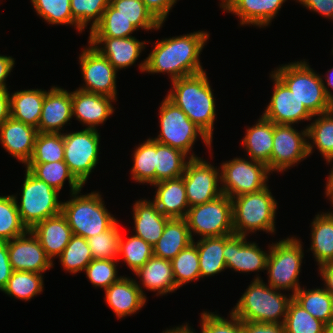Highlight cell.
<instances>
[{
    "label": "cell",
    "instance_id": "obj_1",
    "mask_svg": "<svg viewBox=\"0 0 333 333\" xmlns=\"http://www.w3.org/2000/svg\"><path fill=\"white\" fill-rule=\"evenodd\" d=\"M210 34L194 31L189 34L163 38L154 43V48L138 65L141 72L165 73L171 81L205 71L200 55Z\"/></svg>",
    "mask_w": 333,
    "mask_h": 333
},
{
    "label": "cell",
    "instance_id": "obj_2",
    "mask_svg": "<svg viewBox=\"0 0 333 333\" xmlns=\"http://www.w3.org/2000/svg\"><path fill=\"white\" fill-rule=\"evenodd\" d=\"M167 98L213 142L216 102L207 71L171 81Z\"/></svg>",
    "mask_w": 333,
    "mask_h": 333
},
{
    "label": "cell",
    "instance_id": "obj_3",
    "mask_svg": "<svg viewBox=\"0 0 333 333\" xmlns=\"http://www.w3.org/2000/svg\"><path fill=\"white\" fill-rule=\"evenodd\" d=\"M292 299V294H283L263 280H253L231 313L241 321L284 324Z\"/></svg>",
    "mask_w": 333,
    "mask_h": 333
},
{
    "label": "cell",
    "instance_id": "obj_4",
    "mask_svg": "<svg viewBox=\"0 0 333 333\" xmlns=\"http://www.w3.org/2000/svg\"><path fill=\"white\" fill-rule=\"evenodd\" d=\"M81 190L71 193V198L62 202L61 213L73 235L88 239L107 231L118 220L108 212L100 192L82 194Z\"/></svg>",
    "mask_w": 333,
    "mask_h": 333
},
{
    "label": "cell",
    "instance_id": "obj_5",
    "mask_svg": "<svg viewBox=\"0 0 333 333\" xmlns=\"http://www.w3.org/2000/svg\"><path fill=\"white\" fill-rule=\"evenodd\" d=\"M233 229L235 235L249 236L258 231L276 232L277 200L269 186L255 192L231 198Z\"/></svg>",
    "mask_w": 333,
    "mask_h": 333
},
{
    "label": "cell",
    "instance_id": "obj_6",
    "mask_svg": "<svg viewBox=\"0 0 333 333\" xmlns=\"http://www.w3.org/2000/svg\"><path fill=\"white\" fill-rule=\"evenodd\" d=\"M271 72L294 93L313 116L333 110V104L325 95L321 75L310 67L306 59L279 65Z\"/></svg>",
    "mask_w": 333,
    "mask_h": 333
},
{
    "label": "cell",
    "instance_id": "obj_7",
    "mask_svg": "<svg viewBox=\"0 0 333 333\" xmlns=\"http://www.w3.org/2000/svg\"><path fill=\"white\" fill-rule=\"evenodd\" d=\"M158 115L160 131L157 137H151L156 142L179 149L190 158H198L192 149L200 137L207 149L212 150L213 142L166 96L159 106Z\"/></svg>",
    "mask_w": 333,
    "mask_h": 333
},
{
    "label": "cell",
    "instance_id": "obj_8",
    "mask_svg": "<svg viewBox=\"0 0 333 333\" xmlns=\"http://www.w3.org/2000/svg\"><path fill=\"white\" fill-rule=\"evenodd\" d=\"M302 243L295 236L272 242L266 266L269 286L283 292L290 290L292 296L298 291L301 287L299 275L305 254Z\"/></svg>",
    "mask_w": 333,
    "mask_h": 333
},
{
    "label": "cell",
    "instance_id": "obj_9",
    "mask_svg": "<svg viewBox=\"0 0 333 333\" xmlns=\"http://www.w3.org/2000/svg\"><path fill=\"white\" fill-rule=\"evenodd\" d=\"M21 197L13 194L22 223L31 230L37 223L61 213L59 193L44 181L25 170ZM59 196V197H58Z\"/></svg>",
    "mask_w": 333,
    "mask_h": 333
},
{
    "label": "cell",
    "instance_id": "obj_10",
    "mask_svg": "<svg viewBox=\"0 0 333 333\" xmlns=\"http://www.w3.org/2000/svg\"><path fill=\"white\" fill-rule=\"evenodd\" d=\"M185 219L193 240L195 235L202 239L234 234L232 200L225 194L189 207Z\"/></svg>",
    "mask_w": 333,
    "mask_h": 333
},
{
    "label": "cell",
    "instance_id": "obj_11",
    "mask_svg": "<svg viewBox=\"0 0 333 333\" xmlns=\"http://www.w3.org/2000/svg\"><path fill=\"white\" fill-rule=\"evenodd\" d=\"M220 169L221 190L230 199L266 188L272 174L266 164L240 156L223 162Z\"/></svg>",
    "mask_w": 333,
    "mask_h": 333
},
{
    "label": "cell",
    "instance_id": "obj_12",
    "mask_svg": "<svg viewBox=\"0 0 333 333\" xmlns=\"http://www.w3.org/2000/svg\"><path fill=\"white\" fill-rule=\"evenodd\" d=\"M94 129L63 132L64 162L70 172L84 186L99 163L100 132Z\"/></svg>",
    "mask_w": 333,
    "mask_h": 333
},
{
    "label": "cell",
    "instance_id": "obj_13",
    "mask_svg": "<svg viewBox=\"0 0 333 333\" xmlns=\"http://www.w3.org/2000/svg\"><path fill=\"white\" fill-rule=\"evenodd\" d=\"M303 128L298 131L293 124H274L273 149L267 164L271 173L287 171L309 157L308 130Z\"/></svg>",
    "mask_w": 333,
    "mask_h": 333
},
{
    "label": "cell",
    "instance_id": "obj_14",
    "mask_svg": "<svg viewBox=\"0 0 333 333\" xmlns=\"http://www.w3.org/2000/svg\"><path fill=\"white\" fill-rule=\"evenodd\" d=\"M79 55V64L83 85L77 89L101 94L117 100V70L97 49L89 42Z\"/></svg>",
    "mask_w": 333,
    "mask_h": 333
},
{
    "label": "cell",
    "instance_id": "obj_15",
    "mask_svg": "<svg viewBox=\"0 0 333 333\" xmlns=\"http://www.w3.org/2000/svg\"><path fill=\"white\" fill-rule=\"evenodd\" d=\"M184 181L189 207L207 203L222 195L220 167L205 159L191 158L181 176Z\"/></svg>",
    "mask_w": 333,
    "mask_h": 333
},
{
    "label": "cell",
    "instance_id": "obj_16",
    "mask_svg": "<svg viewBox=\"0 0 333 333\" xmlns=\"http://www.w3.org/2000/svg\"><path fill=\"white\" fill-rule=\"evenodd\" d=\"M273 82V93L262 116L274 124H299L311 121L313 115L293 92L273 73H269Z\"/></svg>",
    "mask_w": 333,
    "mask_h": 333
},
{
    "label": "cell",
    "instance_id": "obj_17",
    "mask_svg": "<svg viewBox=\"0 0 333 333\" xmlns=\"http://www.w3.org/2000/svg\"><path fill=\"white\" fill-rule=\"evenodd\" d=\"M247 236L233 235L224 246L223 256L226 268L238 273L255 272L253 280H263L258 272L265 271L267 266L268 251H264L258 243L247 241Z\"/></svg>",
    "mask_w": 333,
    "mask_h": 333
},
{
    "label": "cell",
    "instance_id": "obj_18",
    "mask_svg": "<svg viewBox=\"0 0 333 333\" xmlns=\"http://www.w3.org/2000/svg\"><path fill=\"white\" fill-rule=\"evenodd\" d=\"M7 248L13 271L43 274L54 266V262L46 255L40 241L31 230L7 241Z\"/></svg>",
    "mask_w": 333,
    "mask_h": 333
},
{
    "label": "cell",
    "instance_id": "obj_19",
    "mask_svg": "<svg viewBox=\"0 0 333 333\" xmlns=\"http://www.w3.org/2000/svg\"><path fill=\"white\" fill-rule=\"evenodd\" d=\"M71 100L73 117L85 125V129L94 130L114 114L112 104L117 102L115 98L79 89L71 91Z\"/></svg>",
    "mask_w": 333,
    "mask_h": 333
},
{
    "label": "cell",
    "instance_id": "obj_20",
    "mask_svg": "<svg viewBox=\"0 0 333 333\" xmlns=\"http://www.w3.org/2000/svg\"><path fill=\"white\" fill-rule=\"evenodd\" d=\"M72 118L71 91L59 86H51L44 97L38 132L63 133L61 131H65L64 126L70 125Z\"/></svg>",
    "mask_w": 333,
    "mask_h": 333
},
{
    "label": "cell",
    "instance_id": "obj_21",
    "mask_svg": "<svg viewBox=\"0 0 333 333\" xmlns=\"http://www.w3.org/2000/svg\"><path fill=\"white\" fill-rule=\"evenodd\" d=\"M287 0H226L221 6L226 13L234 14L240 26L265 28L278 15Z\"/></svg>",
    "mask_w": 333,
    "mask_h": 333
},
{
    "label": "cell",
    "instance_id": "obj_22",
    "mask_svg": "<svg viewBox=\"0 0 333 333\" xmlns=\"http://www.w3.org/2000/svg\"><path fill=\"white\" fill-rule=\"evenodd\" d=\"M88 42L97 49L117 70L126 69L134 65L145 50L148 41H140L135 36L88 37Z\"/></svg>",
    "mask_w": 333,
    "mask_h": 333
},
{
    "label": "cell",
    "instance_id": "obj_23",
    "mask_svg": "<svg viewBox=\"0 0 333 333\" xmlns=\"http://www.w3.org/2000/svg\"><path fill=\"white\" fill-rule=\"evenodd\" d=\"M37 134V128L10 117L0 126V144L14 159L26 165L32 157Z\"/></svg>",
    "mask_w": 333,
    "mask_h": 333
},
{
    "label": "cell",
    "instance_id": "obj_24",
    "mask_svg": "<svg viewBox=\"0 0 333 333\" xmlns=\"http://www.w3.org/2000/svg\"><path fill=\"white\" fill-rule=\"evenodd\" d=\"M105 291V303L112 309L118 319L136 314L146 305L147 298L129 276H122Z\"/></svg>",
    "mask_w": 333,
    "mask_h": 333
},
{
    "label": "cell",
    "instance_id": "obj_25",
    "mask_svg": "<svg viewBox=\"0 0 333 333\" xmlns=\"http://www.w3.org/2000/svg\"><path fill=\"white\" fill-rule=\"evenodd\" d=\"M134 275L140 279L139 282L136 280V284L145 297L146 294L142 288H146L148 291L157 292V297L158 295L165 296L168 293H173L179 289L174 280L171 261L155 255L134 272ZM139 283H141L143 287Z\"/></svg>",
    "mask_w": 333,
    "mask_h": 333
},
{
    "label": "cell",
    "instance_id": "obj_26",
    "mask_svg": "<svg viewBox=\"0 0 333 333\" xmlns=\"http://www.w3.org/2000/svg\"><path fill=\"white\" fill-rule=\"evenodd\" d=\"M132 205L134 235L153 247L162 236L164 227L170 218L164 216L151 199H139Z\"/></svg>",
    "mask_w": 333,
    "mask_h": 333
},
{
    "label": "cell",
    "instance_id": "obj_27",
    "mask_svg": "<svg viewBox=\"0 0 333 333\" xmlns=\"http://www.w3.org/2000/svg\"><path fill=\"white\" fill-rule=\"evenodd\" d=\"M31 232L38 238L52 262L63 252L73 235L62 213L37 223Z\"/></svg>",
    "mask_w": 333,
    "mask_h": 333
},
{
    "label": "cell",
    "instance_id": "obj_28",
    "mask_svg": "<svg viewBox=\"0 0 333 333\" xmlns=\"http://www.w3.org/2000/svg\"><path fill=\"white\" fill-rule=\"evenodd\" d=\"M152 186L156 190L152 201L164 216L170 219L186 217L189 203L182 177L163 180Z\"/></svg>",
    "mask_w": 333,
    "mask_h": 333
},
{
    "label": "cell",
    "instance_id": "obj_29",
    "mask_svg": "<svg viewBox=\"0 0 333 333\" xmlns=\"http://www.w3.org/2000/svg\"><path fill=\"white\" fill-rule=\"evenodd\" d=\"M274 123L262 115L251 127L247 126L241 140L248 158L268 164L273 149Z\"/></svg>",
    "mask_w": 333,
    "mask_h": 333
},
{
    "label": "cell",
    "instance_id": "obj_30",
    "mask_svg": "<svg viewBox=\"0 0 333 333\" xmlns=\"http://www.w3.org/2000/svg\"><path fill=\"white\" fill-rule=\"evenodd\" d=\"M192 242L186 219L171 218L167 221L162 236L153 246V255L171 261Z\"/></svg>",
    "mask_w": 333,
    "mask_h": 333
},
{
    "label": "cell",
    "instance_id": "obj_31",
    "mask_svg": "<svg viewBox=\"0 0 333 333\" xmlns=\"http://www.w3.org/2000/svg\"><path fill=\"white\" fill-rule=\"evenodd\" d=\"M46 93V90L40 88L18 90L11 94L9 91L11 117L38 130Z\"/></svg>",
    "mask_w": 333,
    "mask_h": 333
},
{
    "label": "cell",
    "instance_id": "obj_32",
    "mask_svg": "<svg viewBox=\"0 0 333 333\" xmlns=\"http://www.w3.org/2000/svg\"><path fill=\"white\" fill-rule=\"evenodd\" d=\"M311 246L309 251L318 267L333 263V215L328 212H318L311 222Z\"/></svg>",
    "mask_w": 333,
    "mask_h": 333
},
{
    "label": "cell",
    "instance_id": "obj_33",
    "mask_svg": "<svg viewBox=\"0 0 333 333\" xmlns=\"http://www.w3.org/2000/svg\"><path fill=\"white\" fill-rule=\"evenodd\" d=\"M233 235L193 240L199 253L200 278L213 277L227 269L223 250L225 243Z\"/></svg>",
    "mask_w": 333,
    "mask_h": 333
},
{
    "label": "cell",
    "instance_id": "obj_34",
    "mask_svg": "<svg viewBox=\"0 0 333 333\" xmlns=\"http://www.w3.org/2000/svg\"><path fill=\"white\" fill-rule=\"evenodd\" d=\"M26 169L37 179L44 181L53 189L60 192L68 180L70 194L82 189L84 186L70 172L64 161H54L49 163H27Z\"/></svg>",
    "mask_w": 333,
    "mask_h": 333
},
{
    "label": "cell",
    "instance_id": "obj_35",
    "mask_svg": "<svg viewBox=\"0 0 333 333\" xmlns=\"http://www.w3.org/2000/svg\"><path fill=\"white\" fill-rule=\"evenodd\" d=\"M313 117L311 124L305 126L308 130L309 156L317 148L325 161L333 159V110Z\"/></svg>",
    "mask_w": 333,
    "mask_h": 333
},
{
    "label": "cell",
    "instance_id": "obj_36",
    "mask_svg": "<svg viewBox=\"0 0 333 333\" xmlns=\"http://www.w3.org/2000/svg\"><path fill=\"white\" fill-rule=\"evenodd\" d=\"M293 299L313 317L327 324L333 320V296L324 288H302L293 295Z\"/></svg>",
    "mask_w": 333,
    "mask_h": 333
},
{
    "label": "cell",
    "instance_id": "obj_37",
    "mask_svg": "<svg viewBox=\"0 0 333 333\" xmlns=\"http://www.w3.org/2000/svg\"><path fill=\"white\" fill-rule=\"evenodd\" d=\"M190 159L183 151L156 142L155 183L181 177Z\"/></svg>",
    "mask_w": 333,
    "mask_h": 333
},
{
    "label": "cell",
    "instance_id": "obj_38",
    "mask_svg": "<svg viewBox=\"0 0 333 333\" xmlns=\"http://www.w3.org/2000/svg\"><path fill=\"white\" fill-rule=\"evenodd\" d=\"M135 147L132 154L131 178L139 184L152 185L155 183L156 141L148 138Z\"/></svg>",
    "mask_w": 333,
    "mask_h": 333
},
{
    "label": "cell",
    "instance_id": "obj_39",
    "mask_svg": "<svg viewBox=\"0 0 333 333\" xmlns=\"http://www.w3.org/2000/svg\"><path fill=\"white\" fill-rule=\"evenodd\" d=\"M43 274L28 271H13L3 293L15 299L30 301L44 290Z\"/></svg>",
    "mask_w": 333,
    "mask_h": 333
},
{
    "label": "cell",
    "instance_id": "obj_40",
    "mask_svg": "<svg viewBox=\"0 0 333 333\" xmlns=\"http://www.w3.org/2000/svg\"><path fill=\"white\" fill-rule=\"evenodd\" d=\"M109 4L138 30L156 31L164 24L152 15L142 0H109Z\"/></svg>",
    "mask_w": 333,
    "mask_h": 333
},
{
    "label": "cell",
    "instance_id": "obj_41",
    "mask_svg": "<svg viewBox=\"0 0 333 333\" xmlns=\"http://www.w3.org/2000/svg\"><path fill=\"white\" fill-rule=\"evenodd\" d=\"M171 263L174 280L179 288L200 279L199 253L194 242L181 250Z\"/></svg>",
    "mask_w": 333,
    "mask_h": 333
},
{
    "label": "cell",
    "instance_id": "obj_42",
    "mask_svg": "<svg viewBox=\"0 0 333 333\" xmlns=\"http://www.w3.org/2000/svg\"><path fill=\"white\" fill-rule=\"evenodd\" d=\"M64 271L77 274L93 260L87 239L72 235L63 252L57 257Z\"/></svg>",
    "mask_w": 333,
    "mask_h": 333
},
{
    "label": "cell",
    "instance_id": "obj_43",
    "mask_svg": "<svg viewBox=\"0 0 333 333\" xmlns=\"http://www.w3.org/2000/svg\"><path fill=\"white\" fill-rule=\"evenodd\" d=\"M137 30L127 18L108 4L100 22L89 32V37H133L132 34Z\"/></svg>",
    "mask_w": 333,
    "mask_h": 333
},
{
    "label": "cell",
    "instance_id": "obj_44",
    "mask_svg": "<svg viewBox=\"0 0 333 333\" xmlns=\"http://www.w3.org/2000/svg\"><path fill=\"white\" fill-rule=\"evenodd\" d=\"M153 256V247L132 234L131 237L124 239L122 233L119 242L118 259L126 263L134 273L142 267Z\"/></svg>",
    "mask_w": 333,
    "mask_h": 333
},
{
    "label": "cell",
    "instance_id": "obj_45",
    "mask_svg": "<svg viewBox=\"0 0 333 333\" xmlns=\"http://www.w3.org/2000/svg\"><path fill=\"white\" fill-rule=\"evenodd\" d=\"M28 231L22 223L13 195L0 196V241H10Z\"/></svg>",
    "mask_w": 333,
    "mask_h": 333
},
{
    "label": "cell",
    "instance_id": "obj_46",
    "mask_svg": "<svg viewBox=\"0 0 333 333\" xmlns=\"http://www.w3.org/2000/svg\"><path fill=\"white\" fill-rule=\"evenodd\" d=\"M33 9L45 22L52 25L73 26L77 22L72 18L71 0H30Z\"/></svg>",
    "mask_w": 333,
    "mask_h": 333
},
{
    "label": "cell",
    "instance_id": "obj_47",
    "mask_svg": "<svg viewBox=\"0 0 333 333\" xmlns=\"http://www.w3.org/2000/svg\"><path fill=\"white\" fill-rule=\"evenodd\" d=\"M64 161L63 133L38 132L34 150L28 163H49Z\"/></svg>",
    "mask_w": 333,
    "mask_h": 333
},
{
    "label": "cell",
    "instance_id": "obj_48",
    "mask_svg": "<svg viewBox=\"0 0 333 333\" xmlns=\"http://www.w3.org/2000/svg\"><path fill=\"white\" fill-rule=\"evenodd\" d=\"M286 333H324L325 323L313 317L294 299L289 303L284 321Z\"/></svg>",
    "mask_w": 333,
    "mask_h": 333
},
{
    "label": "cell",
    "instance_id": "obj_49",
    "mask_svg": "<svg viewBox=\"0 0 333 333\" xmlns=\"http://www.w3.org/2000/svg\"><path fill=\"white\" fill-rule=\"evenodd\" d=\"M108 4L109 0H71L72 18L77 22L78 33L91 24L90 32L100 22Z\"/></svg>",
    "mask_w": 333,
    "mask_h": 333
},
{
    "label": "cell",
    "instance_id": "obj_50",
    "mask_svg": "<svg viewBox=\"0 0 333 333\" xmlns=\"http://www.w3.org/2000/svg\"><path fill=\"white\" fill-rule=\"evenodd\" d=\"M117 221L110 229L87 239L93 259L117 260L121 231Z\"/></svg>",
    "mask_w": 333,
    "mask_h": 333
},
{
    "label": "cell",
    "instance_id": "obj_51",
    "mask_svg": "<svg viewBox=\"0 0 333 333\" xmlns=\"http://www.w3.org/2000/svg\"><path fill=\"white\" fill-rule=\"evenodd\" d=\"M117 263V260L93 259L85 268V275L93 287L105 290L122 277L118 276Z\"/></svg>",
    "mask_w": 333,
    "mask_h": 333
},
{
    "label": "cell",
    "instance_id": "obj_52",
    "mask_svg": "<svg viewBox=\"0 0 333 333\" xmlns=\"http://www.w3.org/2000/svg\"><path fill=\"white\" fill-rule=\"evenodd\" d=\"M229 315L230 319H225L216 311H203L200 316V333H242V321L231 312Z\"/></svg>",
    "mask_w": 333,
    "mask_h": 333
},
{
    "label": "cell",
    "instance_id": "obj_53",
    "mask_svg": "<svg viewBox=\"0 0 333 333\" xmlns=\"http://www.w3.org/2000/svg\"><path fill=\"white\" fill-rule=\"evenodd\" d=\"M152 15L164 23L178 0H142Z\"/></svg>",
    "mask_w": 333,
    "mask_h": 333
},
{
    "label": "cell",
    "instance_id": "obj_54",
    "mask_svg": "<svg viewBox=\"0 0 333 333\" xmlns=\"http://www.w3.org/2000/svg\"><path fill=\"white\" fill-rule=\"evenodd\" d=\"M296 2L306 7V9L333 21V0H296Z\"/></svg>",
    "mask_w": 333,
    "mask_h": 333
},
{
    "label": "cell",
    "instance_id": "obj_55",
    "mask_svg": "<svg viewBox=\"0 0 333 333\" xmlns=\"http://www.w3.org/2000/svg\"><path fill=\"white\" fill-rule=\"evenodd\" d=\"M242 333H286L283 324L242 321Z\"/></svg>",
    "mask_w": 333,
    "mask_h": 333
},
{
    "label": "cell",
    "instance_id": "obj_56",
    "mask_svg": "<svg viewBox=\"0 0 333 333\" xmlns=\"http://www.w3.org/2000/svg\"><path fill=\"white\" fill-rule=\"evenodd\" d=\"M13 272L9 261L8 248L6 241H0V291L6 287Z\"/></svg>",
    "mask_w": 333,
    "mask_h": 333
},
{
    "label": "cell",
    "instance_id": "obj_57",
    "mask_svg": "<svg viewBox=\"0 0 333 333\" xmlns=\"http://www.w3.org/2000/svg\"><path fill=\"white\" fill-rule=\"evenodd\" d=\"M15 66V59L12 56L0 54V90H8L6 80Z\"/></svg>",
    "mask_w": 333,
    "mask_h": 333
},
{
    "label": "cell",
    "instance_id": "obj_58",
    "mask_svg": "<svg viewBox=\"0 0 333 333\" xmlns=\"http://www.w3.org/2000/svg\"><path fill=\"white\" fill-rule=\"evenodd\" d=\"M318 273L323 283V287L333 296V263H327L319 266Z\"/></svg>",
    "mask_w": 333,
    "mask_h": 333
},
{
    "label": "cell",
    "instance_id": "obj_59",
    "mask_svg": "<svg viewBox=\"0 0 333 333\" xmlns=\"http://www.w3.org/2000/svg\"><path fill=\"white\" fill-rule=\"evenodd\" d=\"M11 117L10 95L8 90H0V126Z\"/></svg>",
    "mask_w": 333,
    "mask_h": 333
},
{
    "label": "cell",
    "instance_id": "obj_60",
    "mask_svg": "<svg viewBox=\"0 0 333 333\" xmlns=\"http://www.w3.org/2000/svg\"><path fill=\"white\" fill-rule=\"evenodd\" d=\"M325 77V78H324ZM325 95L327 98L331 101L333 104V93L330 91L329 87L331 90H333V67L328 70L327 74L325 76H321ZM324 79L327 81H324ZM327 83V84H326ZM326 84V85H325Z\"/></svg>",
    "mask_w": 333,
    "mask_h": 333
},
{
    "label": "cell",
    "instance_id": "obj_61",
    "mask_svg": "<svg viewBox=\"0 0 333 333\" xmlns=\"http://www.w3.org/2000/svg\"><path fill=\"white\" fill-rule=\"evenodd\" d=\"M162 333H196V331L189 325V323H183V325L175 326L173 328H167Z\"/></svg>",
    "mask_w": 333,
    "mask_h": 333
},
{
    "label": "cell",
    "instance_id": "obj_62",
    "mask_svg": "<svg viewBox=\"0 0 333 333\" xmlns=\"http://www.w3.org/2000/svg\"><path fill=\"white\" fill-rule=\"evenodd\" d=\"M328 163V165H332V168L329 172V175L327 177V181H326V186H325V192H333V159H330L328 161H326V164Z\"/></svg>",
    "mask_w": 333,
    "mask_h": 333
},
{
    "label": "cell",
    "instance_id": "obj_63",
    "mask_svg": "<svg viewBox=\"0 0 333 333\" xmlns=\"http://www.w3.org/2000/svg\"><path fill=\"white\" fill-rule=\"evenodd\" d=\"M324 333H333V320L325 324Z\"/></svg>",
    "mask_w": 333,
    "mask_h": 333
},
{
    "label": "cell",
    "instance_id": "obj_64",
    "mask_svg": "<svg viewBox=\"0 0 333 333\" xmlns=\"http://www.w3.org/2000/svg\"><path fill=\"white\" fill-rule=\"evenodd\" d=\"M325 197H327L330 200V203H332L331 206L333 207V192H325ZM328 213L333 215V210L332 211L328 210Z\"/></svg>",
    "mask_w": 333,
    "mask_h": 333
},
{
    "label": "cell",
    "instance_id": "obj_65",
    "mask_svg": "<svg viewBox=\"0 0 333 333\" xmlns=\"http://www.w3.org/2000/svg\"><path fill=\"white\" fill-rule=\"evenodd\" d=\"M221 2L219 3L220 5L219 6H221L226 0H220Z\"/></svg>",
    "mask_w": 333,
    "mask_h": 333
}]
</instances>
